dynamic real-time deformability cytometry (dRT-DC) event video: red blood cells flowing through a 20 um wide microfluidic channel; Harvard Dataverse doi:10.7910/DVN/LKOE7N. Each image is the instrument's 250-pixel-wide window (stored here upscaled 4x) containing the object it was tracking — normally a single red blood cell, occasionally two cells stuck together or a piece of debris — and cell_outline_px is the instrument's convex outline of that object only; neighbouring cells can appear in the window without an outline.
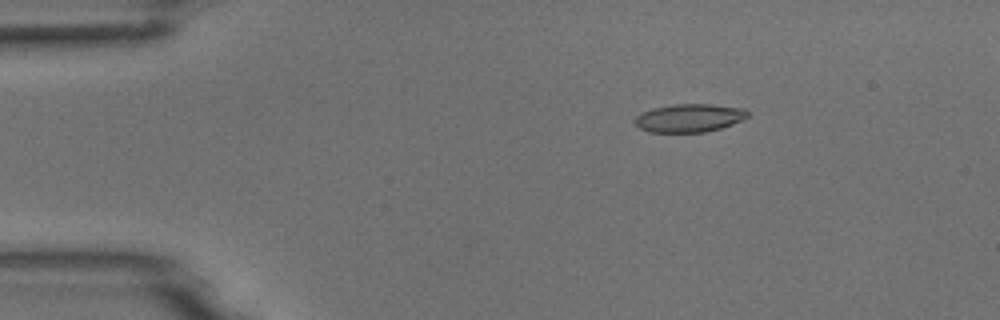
{"species": "common noctule bat (a hibernating species)", "species_latin": "Nyctalus noctula", "temperature_condition": "room temperature", "stored_images_in_passage": 4, "camera_frame_rate_fps": 3000, "um_per_image_px": 0.085, "animal": {"sex": "male", "body_mass_g": 18.8}, "frame": {"image": 1, "passage_image": 2, "time_ms": 0.333, "image_size_px": [1000, 320], "cell_outline_px": [[748, 116], [744, 120], [720, 128], [704, 132], [648, 132], [640, 128], [636, 124], [636, 116], [640, 112], [652, 108], [672, 104], [712, 104], [744, 108], [748, 112]], "centroid_in_image_um": [58.6, 10.02], "position_along_channel_um": 26.4, "area_um2": 18.61}}
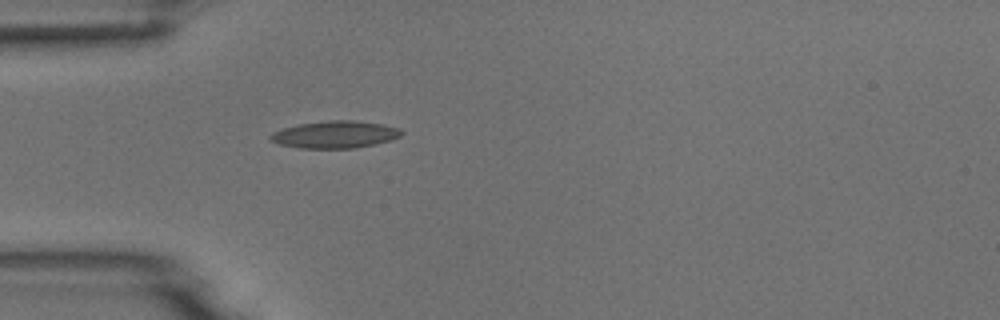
{"frame": {"image": 2, "passage_image": 4, "time_ms": 1.0, "image_size_px": [1000, 320], "cell_outline_px": [[404, 132], [400, 136], [376, 144], [356, 148], [300, 148], [280, 144], [272, 140], [268, 136], [272, 132], [280, 128], [296, 124], [328, 120], [352, 120], [384, 124], [400, 128]], "centroid_in_image_um": [28.46, 11.42], "position_along_channel_um": 56.5, "area_um2": 20.92}}